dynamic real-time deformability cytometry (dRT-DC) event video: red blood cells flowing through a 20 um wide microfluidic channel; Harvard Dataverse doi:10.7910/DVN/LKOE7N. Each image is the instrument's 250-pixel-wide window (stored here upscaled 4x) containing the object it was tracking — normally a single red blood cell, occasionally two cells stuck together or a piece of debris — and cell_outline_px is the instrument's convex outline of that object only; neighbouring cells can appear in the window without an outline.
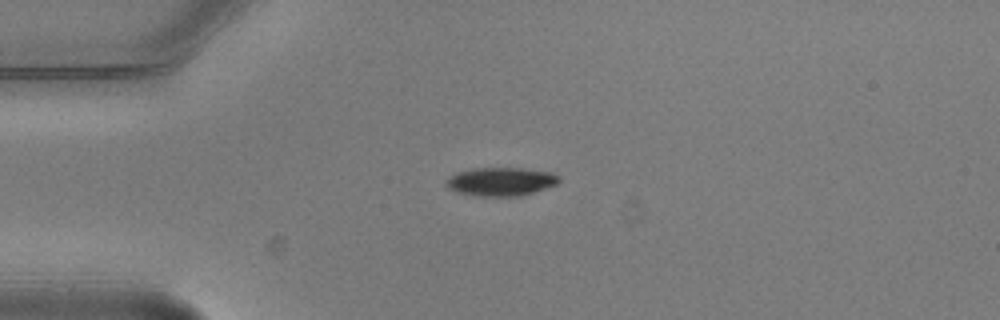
{"species": "common noctule bat (a hibernating species)", "species_latin": "Nyctalus noctula", "temperature_condition": "warm", "stored_images_in_passage": 2, "camera_frame_rate_fps": 3000, "um_per_image_px": 0.085, "animal": {"sex": "male", "body_mass_g": 20.5, "forearm_length_mm": 52.5}, "frame": {"image": 1, "passage_image": 1, "time_ms": 0.0, "image_size_px": [1000, 320], "cell_outline_px": [[560, 180], [556, 184], [520, 196], [476, 196], [460, 192], [448, 188], [444, 184], [444, 180], [448, 176], [456, 172], [472, 168], [520, 168], [552, 172], [560, 176]], "centroid_in_image_um": [42.52, 15.42], "position_along_channel_um": 42.5, "area_um2": 18.79}}